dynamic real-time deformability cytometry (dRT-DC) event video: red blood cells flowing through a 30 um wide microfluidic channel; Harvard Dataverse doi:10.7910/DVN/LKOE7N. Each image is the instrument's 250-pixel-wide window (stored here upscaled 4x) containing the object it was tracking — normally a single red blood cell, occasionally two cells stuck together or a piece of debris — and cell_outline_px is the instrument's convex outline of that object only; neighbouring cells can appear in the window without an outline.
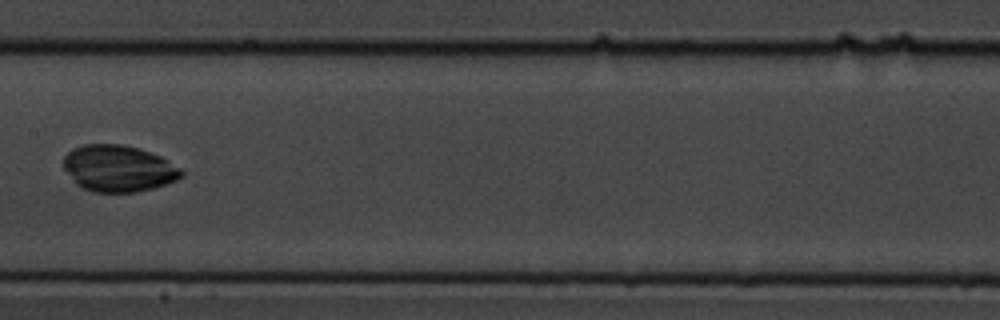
{"species": "common noctule bat (a hibernating species)", "species_latin": "Nyctalus noctula", "temperature_condition": "cold", "stored_images_in_passage": 9, "camera_frame_rate_fps": 3000, "um_per_image_px": 0.085, "animal": {"sex": "male", "body_mass_g": 19.5, "forearm_length_mm": 54.6}, "frame": {"image": 1, "passage_image": 8, "time_ms": 9.0, "image_size_px": [1000, 320], "cell_outline_px": [[184, 176], [176, 180], [152, 188], [136, 192], [92, 192], [80, 188], [76, 184], [64, 168], [64, 156], [72, 148], [84, 144], [120, 144], [140, 148], [160, 156], [168, 160], [180, 168], [184, 172]], "centroid_in_image_um": [10.06, 14.32], "position_along_channel_um": 197.3, "area_um2": 32.08}}
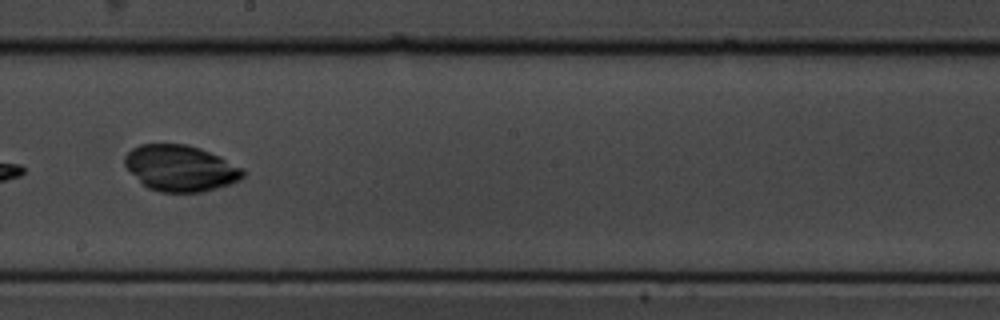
{"frame": {"image": 2, "passage_image": 9, "time_ms": 10.0, "image_size_px": [1000, 320], "cell_outline_px": [[244, 176], [240, 180], [216, 188], [200, 192], [160, 192], [148, 188], [124, 164], [124, 156], [132, 148], [140, 144], [188, 144], [200, 148], [220, 156], [244, 168]], "centroid_in_image_um": [15.36, 14.28], "position_along_channel_um": 232.8, "area_um2": 31.62}}